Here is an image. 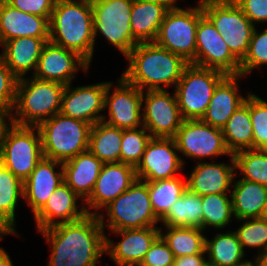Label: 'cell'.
<instances>
[{
  "instance_id": "obj_10",
  "label": "cell",
  "mask_w": 267,
  "mask_h": 266,
  "mask_svg": "<svg viewBox=\"0 0 267 266\" xmlns=\"http://www.w3.org/2000/svg\"><path fill=\"white\" fill-rule=\"evenodd\" d=\"M132 4L133 0H94L91 2L94 42L101 34L122 53V57H126L138 44L133 38L130 25Z\"/></svg>"
},
{
  "instance_id": "obj_9",
  "label": "cell",
  "mask_w": 267,
  "mask_h": 266,
  "mask_svg": "<svg viewBox=\"0 0 267 266\" xmlns=\"http://www.w3.org/2000/svg\"><path fill=\"white\" fill-rule=\"evenodd\" d=\"M203 14L222 35L232 55L241 62L255 26L233 0H200Z\"/></svg>"
},
{
  "instance_id": "obj_26",
  "label": "cell",
  "mask_w": 267,
  "mask_h": 266,
  "mask_svg": "<svg viewBox=\"0 0 267 266\" xmlns=\"http://www.w3.org/2000/svg\"><path fill=\"white\" fill-rule=\"evenodd\" d=\"M49 38L19 37L4 42L0 48L5 64L18 78L33 75L36 71L41 51Z\"/></svg>"
},
{
  "instance_id": "obj_52",
  "label": "cell",
  "mask_w": 267,
  "mask_h": 266,
  "mask_svg": "<svg viewBox=\"0 0 267 266\" xmlns=\"http://www.w3.org/2000/svg\"><path fill=\"white\" fill-rule=\"evenodd\" d=\"M7 120V116L0 110V129L2 124Z\"/></svg>"
},
{
  "instance_id": "obj_41",
  "label": "cell",
  "mask_w": 267,
  "mask_h": 266,
  "mask_svg": "<svg viewBox=\"0 0 267 266\" xmlns=\"http://www.w3.org/2000/svg\"><path fill=\"white\" fill-rule=\"evenodd\" d=\"M267 66V26L263 30L254 28L244 59L240 62V75L244 78L259 67Z\"/></svg>"
},
{
  "instance_id": "obj_18",
  "label": "cell",
  "mask_w": 267,
  "mask_h": 266,
  "mask_svg": "<svg viewBox=\"0 0 267 266\" xmlns=\"http://www.w3.org/2000/svg\"><path fill=\"white\" fill-rule=\"evenodd\" d=\"M90 65L77 53L47 41L42 48L35 78L68 85L73 83L78 71L89 73Z\"/></svg>"
},
{
  "instance_id": "obj_47",
  "label": "cell",
  "mask_w": 267,
  "mask_h": 266,
  "mask_svg": "<svg viewBox=\"0 0 267 266\" xmlns=\"http://www.w3.org/2000/svg\"><path fill=\"white\" fill-rule=\"evenodd\" d=\"M206 259V253L174 257L173 266H201Z\"/></svg>"
},
{
  "instance_id": "obj_38",
  "label": "cell",
  "mask_w": 267,
  "mask_h": 266,
  "mask_svg": "<svg viewBox=\"0 0 267 266\" xmlns=\"http://www.w3.org/2000/svg\"><path fill=\"white\" fill-rule=\"evenodd\" d=\"M233 156L237 177L267 186V150H242Z\"/></svg>"
},
{
  "instance_id": "obj_31",
  "label": "cell",
  "mask_w": 267,
  "mask_h": 266,
  "mask_svg": "<svg viewBox=\"0 0 267 266\" xmlns=\"http://www.w3.org/2000/svg\"><path fill=\"white\" fill-rule=\"evenodd\" d=\"M233 229L213 233L214 237L210 240L205 237L206 259L218 266H238L246 261L247 257L237 234Z\"/></svg>"
},
{
  "instance_id": "obj_45",
  "label": "cell",
  "mask_w": 267,
  "mask_h": 266,
  "mask_svg": "<svg viewBox=\"0 0 267 266\" xmlns=\"http://www.w3.org/2000/svg\"><path fill=\"white\" fill-rule=\"evenodd\" d=\"M13 8L22 12L46 17L50 20V16L54 9L56 0H5Z\"/></svg>"
},
{
  "instance_id": "obj_3",
  "label": "cell",
  "mask_w": 267,
  "mask_h": 266,
  "mask_svg": "<svg viewBox=\"0 0 267 266\" xmlns=\"http://www.w3.org/2000/svg\"><path fill=\"white\" fill-rule=\"evenodd\" d=\"M49 41L77 53L91 66L96 47L91 2L56 0L49 20Z\"/></svg>"
},
{
  "instance_id": "obj_7",
  "label": "cell",
  "mask_w": 267,
  "mask_h": 266,
  "mask_svg": "<svg viewBox=\"0 0 267 266\" xmlns=\"http://www.w3.org/2000/svg\"><path fill=\"white\" fill-rule=\"evenodd\" d=\"M91 126L88 122L61 113L44 120L37 126L43 156L63 163L88 150Z\"/></svg>"
},
{
  "instance_id": "obj_8",
  "label": "cell",
  "mask_w": 267,
  "mask_h": 266,
  "mask_svg": "<svg viewBox=\"0 0 267 266\" xmlns=\"http://www.w3.org/2000/svg\"><path fill=\"white\" fill-rule=\"evenodd\" d=\"M226 76L216 69L188 64L174 88L182 118L202 119L217 85Z\"/></svg>"
},
{
  "instance_id": "obj_35",
  "label": "cell",
  "mask_w": 267,
  "mask_h": 266,
  "mask_svg": "<svg viewBox=\"0 0 267 266\" xmlns=\"http://www.w3.org/2000/svg\"><path fill=\"white\" fill-rule=\"evenodd\" d=\"M231 193L202 196V229L221 231L234 221Z\"/></svg>"
},
{
  "instance_id": "obj_4",
  "label": "cell",
  "mask_w": 267,
  "mask_h": 266,
  "mask_svg": "<svg viewBox=\"0 0 267 266\" xmlns=\"http://www.w3.org/2000/svg\"><path fill=\"white\" fill-rule=\"evenodd\" d=\"M65 85L33 77L18 79L16 101L7 119L19 126H38L60 113Z\"/></svg>"
},
{
  "instance_id": "obj_5",
  "label": "cell",
  "mask_w": 267,
  "mask_h": 266,
  "mask_svg": "<svg viewBox=\"0 0 267 266\" xmlns=\"http://www.w3.org/2000/svg\"><path fill=\"white\" fill-rule=\"evenodd\" d=\"M37 126H19L8 119L0 129V162L23 182L43 158Z\"/></svg>"
},
{
  "instance_id": "obj_43",
  "label": "cell",
  "mask_w": 267,
  "mask_h": 266,
  "mask_svg": "<svg viewBox=\"0 0 267 266\" xmlns=\"http://www.w3.org/2000/svg\"><path fill=\"white\" fill-rule=\"evenodd\" d=\"M18 78L10 71L0 55V110L8 116L15 105Z\"/></svg>"
},
{
  "instance_id": "obj_46",
  "label": "cell",
  "mask_w": 267,
  "mask_h": 266,
  "mask_svg": "<svg viewBox=\"0 0 267 266\" xmlns=\"http://www.w3.org/2000/svg\"><path fill=\"white\" fill-rule=\"evenodd\" d=\"M256 27L267 24V0H233Z\"/></svg>"
},
{
  "instance_id": "obj_23",
  "label": "cell",
  "mask_w": 267,
  "mask_h": 266,
  "mask_svg": "<svg viewBox=\"0 0 267 266\" xmlns=\"http://www.w3.org/2000/svg\"><path fill=\"white\" fill-rule=\"evenodd\" d=\"M62 182H64L62 162L43 157L23 182V200L30 207L33 216Z\"/></svg>"
},
{
  "instance_id": "obj_30",
  "label": "cell",
  "mask_w": 267,
  "mask_h": 266,
  "mask_svg": "<svg viewBox=\"0 0 267 266\" xmlns=\"http://www.w3.org/2000/svg\"><path fill=\"white\" fill-rule=\"evenodd\" d=\"M222 132L226 148L232 155L238 151L253 149L250 93L245 102L227 120Z\"/></svg>"
},
{
  "instance_id": "obj_16",
  "label": "cell",
  "mask_w": 267,
  "mask_h": 266,
  "mask_svg": "<svg viewBox=\"0 0 267 266\" xmlns=\"http://www.w3.org/2000/svg\"><path fill=\"white\" fill-rule=\"evenodd\" d=\"M184 166L174 138L152 137L135 170L137 179L154 182L178 176Z\"/></svg>"
},
{
  "instance_id": "obj_34",
  "label": "cell",
  "mask_w": 267,
  "mask_h": 266,
  "mask_svg": "<svg viewBox=\"0 0 267 266\" xmlns=\"http://www.w3.org/2000/svg\"><path fill=\"white\" fill-rule=\"evenodd\" d=\"M159 228L160 236L168 244L174 257L205 253L206 232L203 229L168 226H159Z\"/></svg>"
},
{
  "instance_id": "obj_19",
  "label": "cell",
  "mask_w": 267,
  "mask_h": 266,
  "mask_svg": "<svg viewBox=\"0 0 267 266\" xmlns=\"http://www.w3.org/2000/svg\"><path fill=\"white\" fill-rule=\"evenodd\" d=\"M121 239L106 236L105 250L116 266H139L154 241L160 236L159 226L109 231Z\"/></svg>"
},
{
  "instance_id": "obj_28",
  "label": "cell",
  "mask_w": 267,
  "mask_h": 266,
  "mask_svg": "<svg viewBox=\"0 0 267 266\" xmlns=\"http://www.w3.org/2000/svg\"><path fill=\"white\" fill-rule=\"evenodd\" d=\"M236 178L235 175L231 189L235 220L263 217L267 206V186Z\"/></svg>"
},
{
  "instance_id": "obj_29",
  "label": "cell",
  "mask_w": 267,
  "mask_h": 266,
  "mask_svg": "<svg viewBox=\"0 0 267 266\" xmlns=\"http://www.w3.org/2000/svg\"><path fill=\"white\" fill-rule=\"evenodd\" d=\"M168 9L160 4L133 0L130 25L138 43L155 42Z\"/></svg>"
},
{
  "instance_id": "obj_27",
  "label": "cell",
  "mask_w": 267,
  "mask_h": 266,
  "mask_svg": "<svg viewBox=\"0 0 267 266\" xmlns=\"http://www.w3.org/2000/svg\"><path fill=\"white\" fill-rule=\"evenodd\" d=\"M103 164L86 150L62 163L64 182L85 201L93 191Z\"/></svg>"
},
{
  "instance_id": "obj_37",
  "label": "cell",
  "mask_w": 267,
  "mask_h": 266,
  "mask_svg": "<svg viewBox=\"0 0 267 266\" xmlns=\"http://www.w3.org/2000/svg\"><path fill=\"white\" fill-rule=\"evenodd\" d=\"M20 198L23 200V181L0 162V214L14 227Z\"/></svg>"
},
{
  "instance_id": "obj_51",
  "label": "cell",
  "mask_w": 267,
  "mask_h": 266,
  "mask_svg": "<svg viewBox=\"0 0 267 266\" xmlns=\"http://www.w3.org/2000/svg\"><path fill=\"white\" fill-rule=\"evenodd\" d=\"M254 259H247L246 261L242 262L238 266H260V258L253 257Z\"/></svg>"
},
{
  "instance_id": "obj_25",
  "label": "cell",
  "mask_w": 267,
  "mask_h": 266,
  "mask_svg": "<svg viewBox=\"0 0 267 266\" xmlns=\"http://www.w3.org/2000/svg\"><path fill=\"white\" fill-rule=\"evenodd\" d=\"M242 75H227L216 87L208 105L205 115L202 117L204 123L222 129L231 115L245 102L246 96L240 93V80Z\"/></svg>"
},
{
  "instance_id": "obj_32",
  "label": "cell",
  "mask_w": 267,
  "mask_h": 266,
  "mask_svg": "<svg viewBox=\"0 0 267 266\" xmlns=\"http://www.w3.org/2000/svg\"><path fill=\"white\" fill-rule=\"evenodd\" d=\"M122 136L123 129L97 122L90 129L88 150L103 163H119Z\"/></svg>"
},
{
  "instance_id": "obj_20",
  "label": "cell",
  "mask_w": 267,
  "mask_h": 266,
  "mask_svg": "<svg viewBox=\"0 0 267 266\" xmlns=\"http://www.w3.org/2000/svg\"><path fill=\"white\" fill-rule=\"evenodd\" d=\"M107 81L73 88L65 85L60 113L91 125L102 121Z\"/></svg>"
},
{
  "instance_id": "obj_39",
  "label": "cell",
  "mask_w": 267,
  "mask_h": 266,
  "mask_svg": "<svg viewBox=\"0 0 267 266\" xmlns=\"http://www.w3.org/2000/svg\"><path fill=\"white\" fill-rule=\"evenodd\" d=\"M240 221L241 226L237 227L234 232L237 234L238 240L242 245L244 252L247 248L257 250L254 257L261 258L267 253V220L264 217L248 218Z\"/></svg>"
},
{
  "instance_id": "obj_13",
  "label": "cell",
  "mask_w": 267,
  "mask_h": 266,
  "mask_svg": "<svg viewBox=\"0 0 267 266\" xmlns=\"http://www.w3.org/2000/svg\"><path fill=\"white\" fill-rule=\"evenodd\" d=\"M117 79L116 83L107 81L104 95V111H108L107 116L106 114L103 115L102 121L121 129L140 128L143 126V91L130 84L122 75Z\"/></svg>"
},
{
  "instance_id": "obj_15",
  "label": "cell",
  "mask_w": 267,
  "mask_h": 266,
  "mask_svg": "<svg viewBox=\"0 0 267 266\" xmlns=\"http://www.w3.org/2000/svg\"><path fill=\"white\" fill-rule=\"evenodd\" d=\"M190 64L216 69L227 75H240V62L204 14L198 21L195 59Z\"/></svg>"
},
{
  "instance_id": "obj_11",
  "label": "cell",
  "mask_w": 267,
  "mask_h": 266,
  "mask_svg": "<svg viewBox=\"0 0 267 266\" xmlns=\"http://www.w3.org/2000/svg\"><path fill=\"white\" fill-rule=\"evenodd\" d=\"M194 5L168 10L155 40L158 46L181 56L189 64L195 59L196 30L203 15L201 1Z\"/></svg>"
},
{
  "instance_id": "obj_54",
  "label": "cell",
  "mask_w": 267,
  "mask_h": 266,
  "mask_svg": "<svg viewBox=\"0 0 267 266\" xmlns=\"http://www.w3.org/2000/svg\"><path fill=\"white\" fill-rule=\"evenodd\" d=\"M260 266H267V258L265 256L260 258Z\"/></svg>"
},
{
  "instance_id": "obj_6",
  "label": "cell",
  "mask_w": 267,
  "mask_h": 266,
  "mask_svg": "<svg viewBox=\"0 0 267 266\" xmlns=\"http://www.w3.org/2000/svg\"><path fill=\"white\" fill-rule=\"evenodd\" d=\"M102 210L107 213L98 214L103 230L146 228L160 223L151 205L148 182L139 179Z\"/></svg>"
},
{
  "instance_id": "obj_14",
  "label": "cell",
  "mask_w": 267,
  "mask_h": 266,
  "mask_svg": "<svg viewBox=\"0 0 267 266\" xmlns=\"http://www.w3.org/2000/svg\"><path fill=\"white\" fill-rule=\"evenodd\" d=\"M170 90L143 91V126L153 138H174L182 125V118L176 94Z\"/></svg>"
},
{
  "instance_id": "obj_17",
  "label": "cell",
  "mask_w": 267,
  "mask_h": 266,
  "mask_svg": "<svg viewBox=\"0 0 267 266\" xmlns=\"http://www.w3.org/2000/svg\"><path fill=\"white\" fill-rule=\"evenodd\" d=\"M137 179L135 167L119 163H104L91 195L84 201L87 214L102 209L125 192Z\"/></svg>"
},
{
  "instance_id": "obj_12",
  "label": "cell",
  "mask_w": 267,
  "mask_h": 266,
  "mask_svg": "<svg viewBox=\"0 0 267 266\" xmlns=\"http://www.w3.org/2000/svg\"><path fill=\"white\" fill-rule=\"evenodd\" d=\"M174 140L183 165L186 161L181 157L194 159L197 163L210 158L228 156L222 129L211 126L199 120H184L178 129Z\"/></svg>"
},
{
  "instance_id": "obj_36",
  "label": "cell",
  "mask_w": 267,
  "mask_h": 266,
  "mask_svg": "<svg viewBox=\"0 0 267 266\" xmlns=\"http://www.w3.org/2000/svg\"><path fill=\"white\" fill-rule=\"evenodd\" d=\"M186 188V179L179 176L148 182V192L155 215L161 219Z\"/></svg>"
},
{
  "instance_id": "obj_42",
  "label": "cell",
  "mask_w": 267,
  "mask_h": 266,
  "mask_svg": "<svg viewBox=\"0 0 267 266\" xmlns=\"http://www.w3.org/2000/svg\"><path fill=\"white\" fill-rule=\"evenodd\" d=\"M253 149L267 150V101L250 92Z\"/></svg>"
},
{
  "instance_id": "obj_48",
  "label": "cell",
  "mask_w": 267,
  "mask_h": 266,
  "mask_svg": "<svg viewBox=\"0 0 267 266\" xmlns=\"http://www.w3.org/2000/svg\"><path fill=\"white\" fill-rule=\"evenodd\" d=\"M8 234L20 237V234L17 232L16 228L3 215L0 214V241Z\"/></svg>"
},
{
  "instance_id": "obj_22",
  "label": "cell",
  "mask_w": 267,
  "mask_h": 266,
  "mask_svg": "<svg viewBox=\"0 0 267 266\" xmlns=\"http://www.w3.org/2000/svg\"><path fill=\"white\" fill-rule=\"evenodd\" d=\"M228 159V164L215 161L197 162L186 178V187L200 196L231 193L236 165L232 154Z\"/></svg>"
},
{
  "instance_id": "obj_33",
  "label": "cell",
  "mask_w": 267,
  "mask_h": 266,
  "mask_svg": "<svg viewBox=\"0 0 267 266\" xmlns=\"http://www.w3.org/2000/svg\"><path fill=\"white\" fill-rule=\"evenodd\" d=\"M160 224L168 227H196L202 229V196L186 188L180 198L160 219Z\"/></svg>"
},
{
  "instance_id": "obj_24",
  "label": "cell",
  "mask_w": 267,
  "mask_h": 266,
  "mask_svg": "<svg viewBox=\"0 0 267 266\" xmlns=\"http://www.w3.org/2000/svg\"><path fill=\"white\" fill-rule=\"evenodd\" d=\"M26 36L49 38V20L22 12L0 0V46L8 40Z\"/></svg>"
},
{
  "instance_id": "obj_50",
  "label": "cell",
  "mask_w": 267,
  "mask_h": 266,
  "mask_svg": "<svg viewBox=\"0 0 267 266\" xmlns=\"http://www.w3.org/2000/svg\"><path fill=\"white\" fill-rule=\"evenodd\" d=\"M14 262L11 260L10 255L3 247H0V266H14Z\"/></svg>"
},
{
  "instance_id": "obj_49",
  "label": "cell",
  "mask_w": 267,
  "mask_h": 266,
  "mask_svg": "<svg viewBox=\"0 0 267 266\" xmlns=\"http://www.w3.org/2000/svg\"><path fill=\"white\" fill-rule=\"evenodd\" d=\"M140 2H150L165 6L168 10L179 7L177 2L180 0H135Z\"/></svg>"
},
{
  "instance_id": "obj_44",
  "label": "cell",
  "mask_w": 267,
  "mask_h": 266,
  "mask_svg": "<svg viewBox=\"0 0 267 266\" xmlns=\"http://www.w3.org/2000/svg\"><path fill=\"white\" fill-rule=\"evenodd\" d=\"M174 255L168 244L159 236L146 252L139 266H173Z\"/></svg>"
},
{
  "instance_id": "obj_1",
  "label": "cell",
  "mask_w": 267,
  "mask_h": 266,
  "mask_svg": "<svg viewBox=\"0 0 267 266\" xmlns=\"http://www.w3.org/2000/svg\"><path fill=\"white\" fill-rule=\"evenodd\" d=\"M50 246L46 266H97L106 256V231L96 214L38 231Z\"/></svg>"
},
{
  "instance_id": "obj_21",
  "label": "cell",
  "mask_w": 267,
  "mask_h": 266,
  "mask_svg": "<svg viewBox=\"0 0 267 266\" xmlns=\"http://www.w3.org/2000/svg\"><path fill=\"white\" fill-rule=\"evenodd\" d=\"M79 200L80 205L78 204ZM86 214L83 199L65 182H62L33 218L37 231H40L57 224L77 221Z\"/></svg>"
},
{
  "instance_id": "obj_55",
  "label": "cell",
  "mask_w": 267,
  "mask_h": 266,
  "mask_svg": "<svg viewBox=\"0 0 267 266\" xmlns=\"http://www.w3.org/2000/svg\"><path fill=\"white\" fill-rule=\"evenodd\" d=\"M263 217L267 220V206Z\"/></svg>"
},
{
  "instance_id": "obj_53",
  "label": "cell",
  "mask_w": 267,
  "mask_h": 266,
  "mask_svg": "<svg viewBox=\"0 0 267 266\" xmlns=\"http://www.w3.org/2000/svg\"><path fill=\"white\" fill-rule=\"evenodd\" d=\"M201 266H218V265L205 259L204 262L201 264Z\"/></svg>"
},
{
  "instance_id": "obj_2",
  "label": "cell",
  "mask_w": 267,
  "mask_h": 266,
  "mask_svg": "<svg viewBox=\"0 0 267 266\" xmlns=\"http://www.w3.org/2000/svg\"><path fill=\"white\" fill-rule=\"evenodd\" d=\"M125 59L128 64L121 75L142 91L175 88L189 64L155 42L138 43Z\"/></svg>"
},
{
  "instance_id": "obj_40",
  "label": "cell",
  "mask_w": 267,
  "mask_h": 266,
  "mask_svg": "<svg viewBox=\"0 0 267 266\" xmlns=\"http://www.w3.org/2000/svg\"><path fill=\"white\" fill-rule=\"evenodd\" d=\"M151 138L144 126L137 129H123L120 162L136 168Z\"/></svg>"
}]
</instances>
